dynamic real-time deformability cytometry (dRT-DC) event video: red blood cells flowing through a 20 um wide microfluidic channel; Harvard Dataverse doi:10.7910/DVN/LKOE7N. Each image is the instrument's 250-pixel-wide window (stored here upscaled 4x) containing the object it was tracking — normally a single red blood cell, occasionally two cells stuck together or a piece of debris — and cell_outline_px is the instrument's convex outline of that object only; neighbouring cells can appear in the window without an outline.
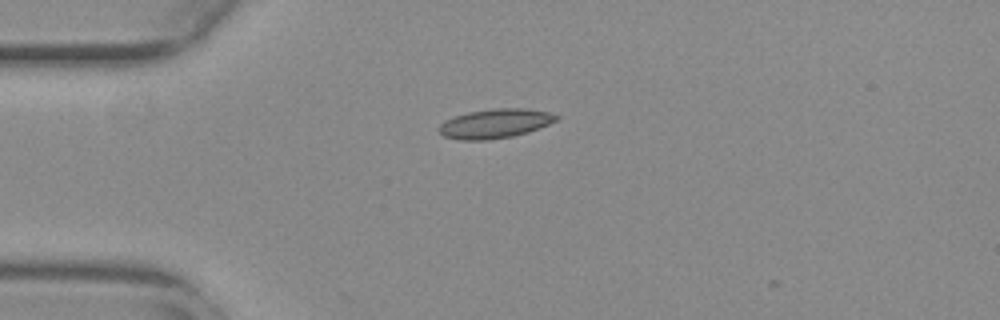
{"species": "common noctule bat (a hibernating species)", "species_latin": "Nyctalus noctula", "temperature_condition": "warm", "stored_images_in_passage": 41, "camera_frame_rate_fps": 3000, "um_per_image_px": 0.085, "animal": {"sex": "female", "body_mass_g": 29.2, "forearm_length_mm": 56.3}, "frame": {"image": 1, "passage_image": 1, "time_ms": 0.0, "image_size_px": [1000, 320], "cell_outline_px": [[560, 116], [556, 120], [548, 124], [528, 132], [512, 136], [488, 140], [460, 140], [444, 136], [436, 128], [444, 120], [468, 112], [492, 108], [524, 108], [548, 112]], "centroid_in_image_um": [42.05, 10.5], "position_along_channel_um": 43.0, "area_um2": 20.0}}
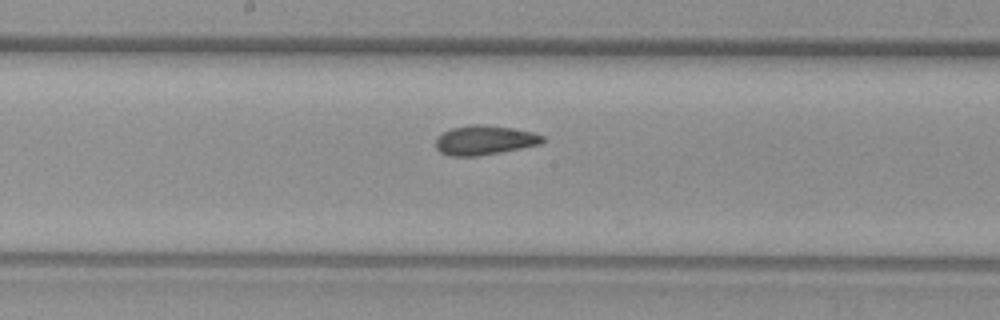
{"frame": {"image": 2, "passage_image": 16, "time_ms": 5.0, "image_size_px": [1000, 320], "cell_outline_px": [[544, 140], [540, 144], [500, 152], [476, 156], [448, 156], [440, 152], [436, 148], [436, 136], [452, 128], [468, 124], [484, 124], [512, 128], [532, 132], [544, 136]], "centroid_in_image_um": [41.15, 11.91], "position_along_channel_um": 207.1, "area_um2": 18.32}}
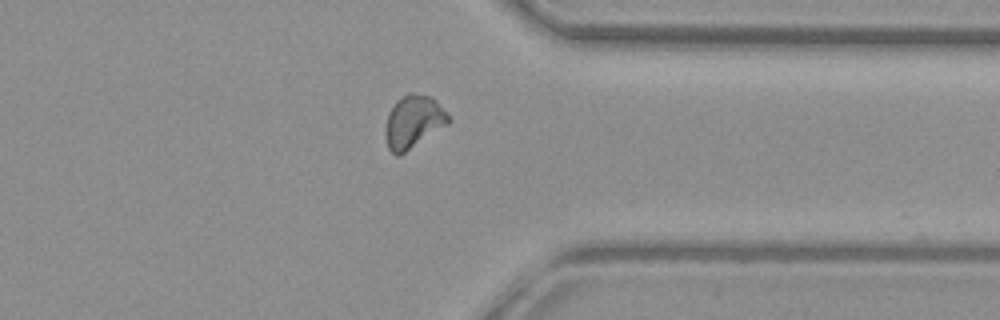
{"frame": {"image": 3, "passage_image": 30, "time_ms": 9.667, "image_size_px": [1000, 320], "cell_outline_px": [[452, 120], [448, 124], [400, 156], [396, 156], [388, 148], [384, 136], [384, 128], [388, 112], [396, 100], [408, 92], [412, 92], [432, 96], [436, 100]], "centroid_in_image_um": [35.11, 10.34], "position_along_channel_um": 376.3, "area_um2": 19.77}, "authors_computed_cell_mechanics": {"area_um2": 18.2648, "velocity_mm_per_s": 3.7433, "shape_relaxation_time_tau1_ms": 5.6119, "shape_relaxation_time_tau2_ms": 1.4712, "deformation_change_tau1": 0.1529, "deformation_change_tau2": 0.0731}}